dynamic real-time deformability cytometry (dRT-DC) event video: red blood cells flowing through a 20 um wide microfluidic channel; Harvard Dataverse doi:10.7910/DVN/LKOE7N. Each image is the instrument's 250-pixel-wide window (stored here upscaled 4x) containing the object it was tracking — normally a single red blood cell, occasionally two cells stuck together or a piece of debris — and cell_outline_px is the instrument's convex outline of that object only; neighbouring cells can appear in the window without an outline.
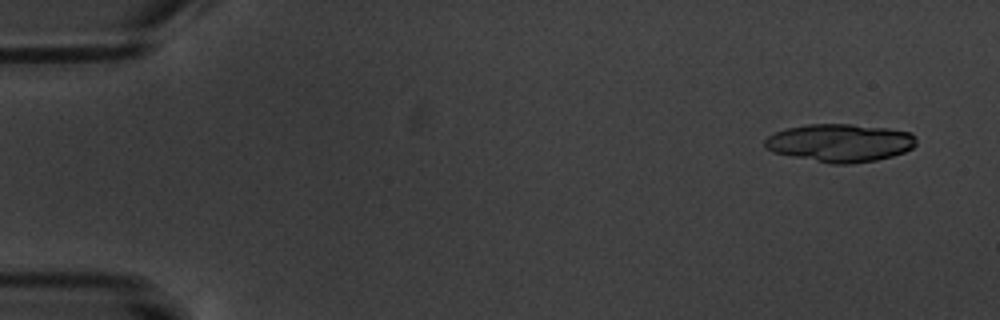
{"species": "common noctule bat (a hibernating species)", "species_latin": "Nyctalus noctula", "temperature_condition": "warm", "stored_images_in_passage": 6, "camera_frame_rate_fps": 3000, "um_per_image_px": 0.085, "animal": {"sex": "male", "body_mass_g": 20.1, "forearm_length_mm": 53.5}, "frame": {"image": 1, "passage_image": 1, "time_ms": 0.0, "image_size_px": [1000, 320], "cell_outline_px": [[916, 144], [912, 148], [904, 152], [892, 156], [876, 160], [852, 164], [832, 164], [772, 152], [764, 148], [764, 140], [768, 136], [776, 132], [788, 128], [808, 124], [852, 124], [888, 128], [912, 132], [916, 136]], "centroid_in_image_um": [71.42, 12.14], "position_along_channel_um": 13.6, "area_um2": 33.64}}
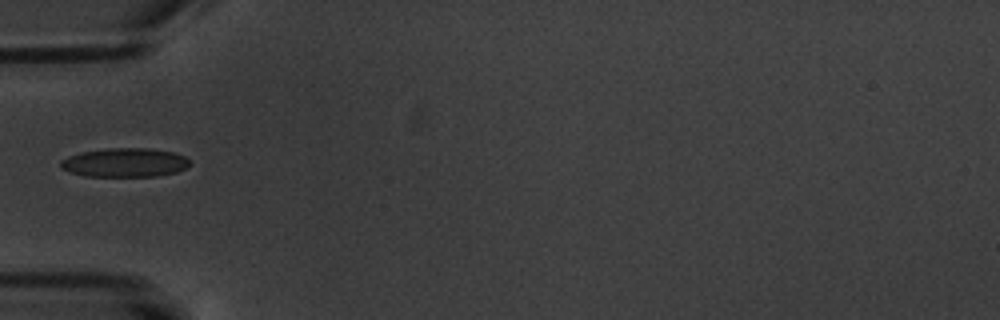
{"frame": {"image": 2, "passage_image": 6, "time_ms": 5.667, "image_size_px": [1000, 320], "cell_outline_px": [[188, 164], [184, 168], [176, 172], [156, 176], [84, 176], [68, 172], [60, 168], [60, 160], [68, 156], [80, 152], [108, 148], [148, 148], [176, 152], [184, 156], [188, 160]], "centroid_in_image_um": [10.55, 13.81], "position_along_channel_um": 74.5, "area_um2": 21.85}}